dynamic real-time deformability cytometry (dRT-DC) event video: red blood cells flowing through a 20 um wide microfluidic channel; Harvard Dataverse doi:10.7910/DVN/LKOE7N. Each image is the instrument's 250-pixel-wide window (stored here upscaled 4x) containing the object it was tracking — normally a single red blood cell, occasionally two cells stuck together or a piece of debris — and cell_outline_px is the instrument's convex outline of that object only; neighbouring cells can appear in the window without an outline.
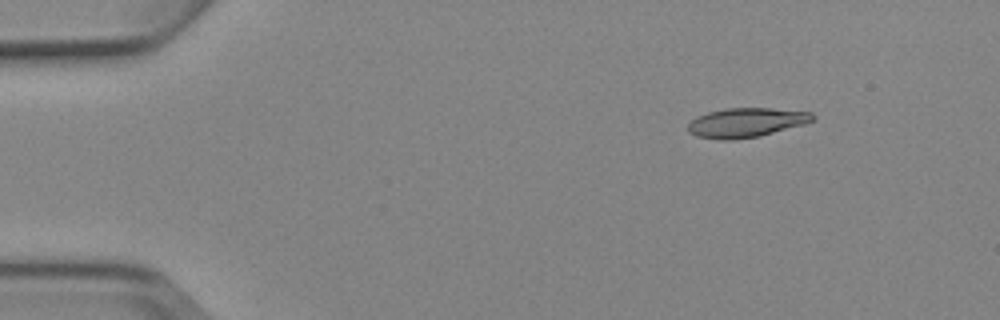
{"species": "Egyptian fruit bat (a non-hibernating species)", "species_latin": "Rousettus aegyptiacus", "temperature_condition": "cold", "stored_images_in_passage": 10, "camera_frame_rate_fps": 3000, "um_per_image_px": 0.085, "animal": {"sex": "female"}, "frame": {"image": 1, "passage_image": 2, "time_ms": 1.333, "image_size_px": [1000, 320], "cell_outline_px": [[816, 120], [804, 124], [760, 136], [732, 140], [720, 140], [696, 136], [688, 132], [688, 124], [696, 116], [708, 112], [728, 108], [768, 108], [812, 112], [816, 116]], "centroid_in_image_um": [63.43, 10.42], "position_along_channel_um": 21.6, "area_um2": 21.44}}
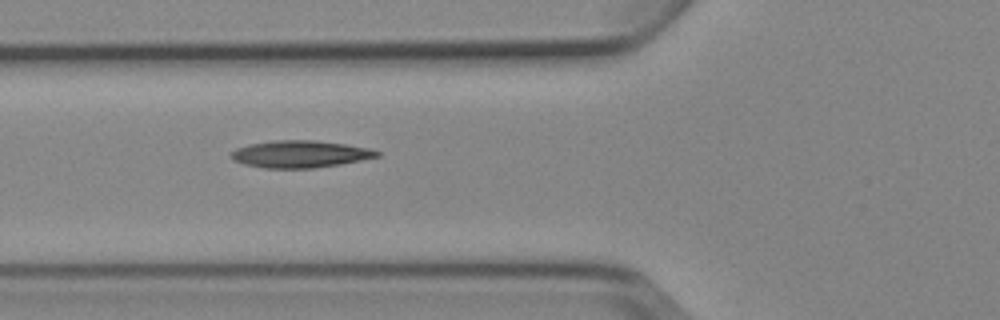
{"frame": {"image": 2, "passage_image": 6, "time_ms": 5.667, "image_size_px": [1000, 320], "cell_outline_px": [[380, 156], [340, 164], [312, 168], [264, 168], [244, 164], [232, 160], [228, 156], [236, 148], [248, 144], [272, 140], [312, 140], [344, 144], [368, 148], [380, 152]], "centroid_in_image_um": [25.44, 13.09], "position_along_channel_um": 100.4, "area_um2": 23.0}}
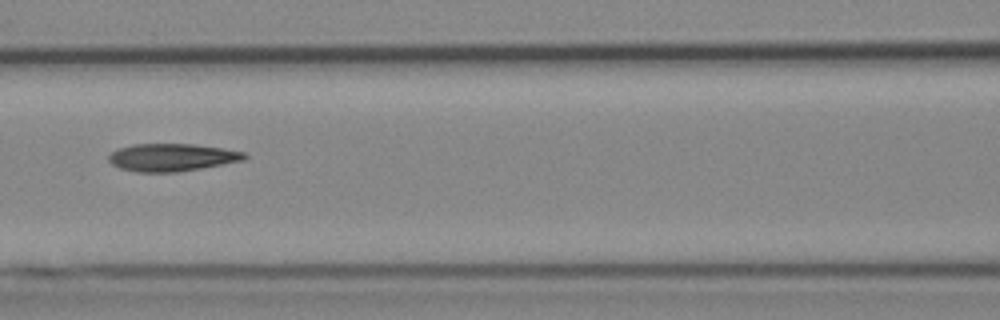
{"frame": {"image": 3, "passage_image": 7, "time_ms": 7.0, "image_size_px": [1000, 320], "cell_outline_px": [[248, 156], [244, 160], [200, 168], [176, 172], [136, 172], [120, 168], [112, 164], [108, 160], [108, 156], [112, 152], [120, 148], [132, 144], [192, 144], [224, 148], [244, 152]], "centroid_in_image_um": [14.6, 13.37], "position_along_channel_um": 152.0, "area_um2": 21.73}}